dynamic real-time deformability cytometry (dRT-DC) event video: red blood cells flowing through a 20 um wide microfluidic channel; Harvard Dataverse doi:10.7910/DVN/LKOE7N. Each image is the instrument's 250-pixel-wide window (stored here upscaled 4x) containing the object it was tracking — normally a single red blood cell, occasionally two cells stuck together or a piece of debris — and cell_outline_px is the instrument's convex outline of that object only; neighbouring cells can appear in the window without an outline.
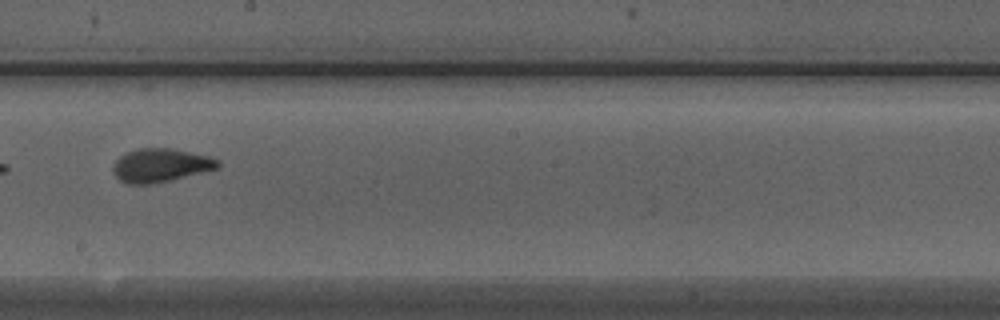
{"species": "Egyptian fruit bat (a non-hibernating species)", "species_latin": "Rousettus aegyptiacus", "temperature_condition": "warm", "stored_images_in_passage": 6, "camera_frame_rate_fps": 3000, "um_per_image_px": 0.085, "animal": {"sex": "male"}, "frame": {"image": 1, "passage_image": 5, "time_ms": 1.333, "image_size_px": [1000, 320], "cell_outline_px": [[220, 164], [216, 168], [168, 180], [148, 184], [128, 184], [120, 180], [112, 172], [112, 164], [120, 156], [136, 148], [172, 148], [208, 156], [220, 160]], "centroid_in_image_um": [13.59, 14.03], "position_along_channel_um": 234.6, "area_um2": 20.17}}
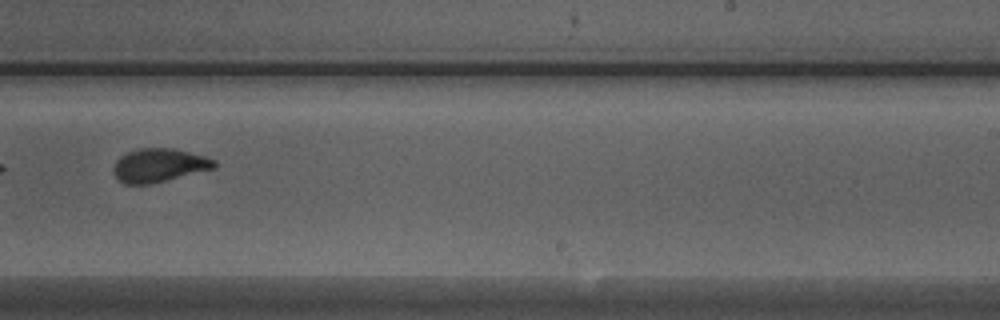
{"frame": {"image": 2, "passage_image": 6, "time_ms": 1.667, "image_size_px": [1000, 320], "cell_outline_px": [[216, 168], [152, 184], [124, 184], [112, 172], [112, 168], [116, 160], [120, 156], [128, 152], [140, 148], [172, 148], [204, 156], [216, 160]], "centroid_in_image_um": [13.51, 14.06], "position_along_channel_um": 275.5, "area_um2": 19.77}}